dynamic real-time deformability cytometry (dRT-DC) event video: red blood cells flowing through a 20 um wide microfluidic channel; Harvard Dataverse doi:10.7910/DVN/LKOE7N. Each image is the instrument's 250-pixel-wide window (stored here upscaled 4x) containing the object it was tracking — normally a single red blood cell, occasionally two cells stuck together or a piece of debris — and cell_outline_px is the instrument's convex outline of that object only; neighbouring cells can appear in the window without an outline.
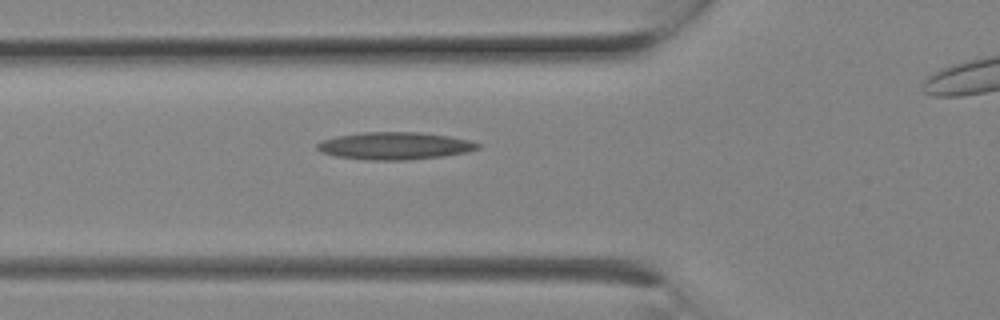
{"species": "Egyptian fruit bat (a non-hibernating species)", "species_latin": "Rousettus aegyptiacus", "temperature_condition": "room temperature", "stored_images_in_passage": 4, "camera_frame_rate_fps": 3000, "um_per_image_px": 0.085, "animal": {"sex": "female"}, "frame": {"image": 1, "passage_image": 3, "time_ms": 0.667, "image_size_px": [1000, 320], "cell_outline_px": [[480, 148], [468, 152], [444, 156], [408, 160], [368, 160], [336, 156], [320, 152], [316, 148], [316, 144], [324, 140], [336, 136], [364, 132], [420, 132], [448, 136], [468, 140], [480, 144]], "centroid_in_image_um": [33.56, 12.4], "position_along_channel_um": 92.2, "area_um2": 25.66}}